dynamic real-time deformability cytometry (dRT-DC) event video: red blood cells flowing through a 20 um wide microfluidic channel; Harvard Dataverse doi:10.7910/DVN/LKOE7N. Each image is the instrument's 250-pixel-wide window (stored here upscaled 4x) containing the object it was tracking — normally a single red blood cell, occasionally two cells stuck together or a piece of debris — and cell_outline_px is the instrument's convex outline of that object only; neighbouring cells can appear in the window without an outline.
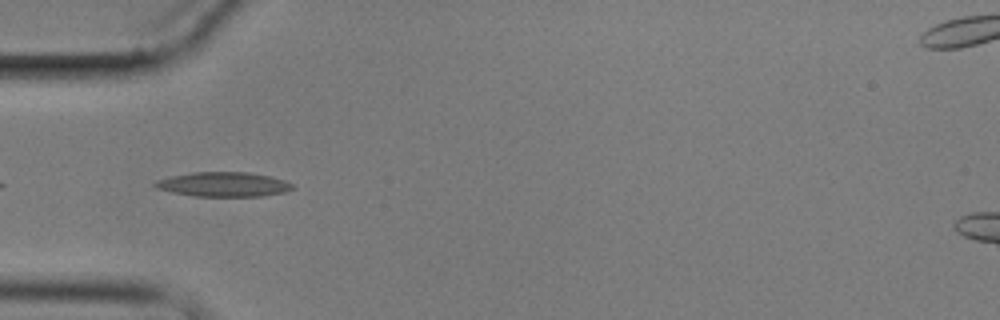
{"species": "common noctule bat (a hibernating species)", "species_latin": "Nyctalus noctula", "temperature_condition": "cold", "stored_images_in_passage": 8, "camera_frame_rate_fps": 3000, "um_per_image_px": 0.085, "animal": {"sex": "male", "body_mass_g": 17.9}, "frame": {"image": 1, "passage_image": 7, "time_ms": 8.0, "image_size_px": [1000, 320], "cell_outline_px": [[292, 188], [284, 192], [264, 196], [192, 196], [172, 192], [156, 188], [152, 184], [156, 180], [172, 176], [192, 172], [248, 172], [272, 176], [284, 180], [292, 184]], "centroid_in_image_um": [18.98, 15.67], "position_along_channel_um": 66.0, "area_um2": 19.65}}
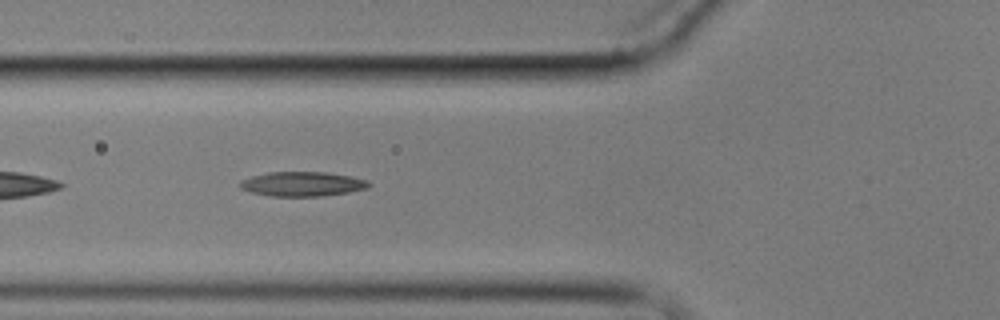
{"frame": {"image": 2, "passage_image": 8, "time_ms": 9.0, "image_size_px": [1000, 320], "cell_outline_px": [[372, 184], [368, 188], [348, 192], [324, 196], [272, 196], [252, 192], [240, 188], [240, 180], [252, 176], [268, 172], [328, 172], [368, 180]], "centroid_in_image_um": [25.72, 15.63], "position_along_channel_um": 100.1, "area_um2": 18.38}}